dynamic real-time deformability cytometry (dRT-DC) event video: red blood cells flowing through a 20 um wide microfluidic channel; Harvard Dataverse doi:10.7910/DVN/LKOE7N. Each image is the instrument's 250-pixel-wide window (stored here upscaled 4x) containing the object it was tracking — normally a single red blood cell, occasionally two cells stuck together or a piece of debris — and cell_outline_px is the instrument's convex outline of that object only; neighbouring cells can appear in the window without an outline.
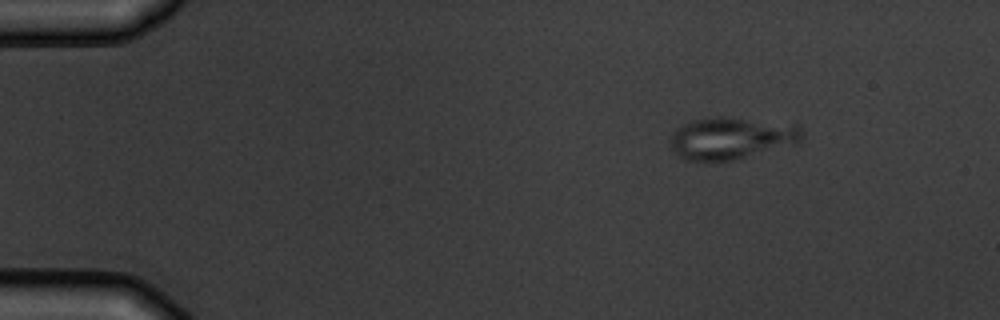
{"species": "common noctule bat (a hibernating species)", "species_latin": "Nyctalus noctula", "temperature_condition": "warm", "stored_images_in_passage": 6, "camera_frame_rate_fps": 3000, "um_per_image_px": 0.085, "animal": {"sex": "male", "body_mass_g": 19.5, "forearm_length_mm": 54.6}, "frame": {"image": 1, "passage_image": 6, "time_ms": 6.667, "image_size_px": [1000, 320], "cell_outline_px": [[804, 136], [796, 144], [732, 160], [708, 164], [684, 160], [668, 144], [672, 136], [684, 124], [692, 120], [716, 116], [720, 116], [800, 124]], "centroid_in_image_um": [62.18, 11.77], "position_along_channel_um": 22.8, "area_um2": 32.83}}